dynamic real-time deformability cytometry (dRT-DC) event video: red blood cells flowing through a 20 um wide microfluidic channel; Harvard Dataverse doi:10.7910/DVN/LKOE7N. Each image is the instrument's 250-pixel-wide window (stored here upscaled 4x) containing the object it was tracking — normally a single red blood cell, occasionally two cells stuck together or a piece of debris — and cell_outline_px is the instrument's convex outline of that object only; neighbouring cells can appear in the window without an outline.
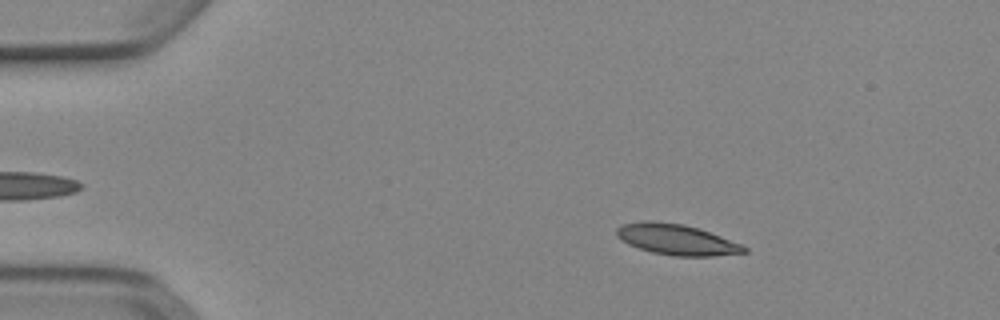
{"species": "Egyptian fruit bat (a non-hibernating species)", "species_latin": "Rousettus aegyptiacus", "temperature_condition": "cold", "stored_images_in_passage": 52, "camera_frame_rate_fps": 3000, "um_per_image_px": 0.085, "animal": {"sex": "female"}, "frame": {"image": 1, "passage_image": 8, "time_ms": 2.333, "image_size_px": [1000, 320], "cell_outline_px": [[748, 252], [712, 256], [672, 256], [652, 252], [628, 244], [616, 236], [616, 228], [624, 224], [644, 220], [652, 220], [684, 224], [700, 228], [740, 244], [748, 248]], "centroid_in_image_um": [57.49, 20.35], "position_along_channel_um": 27.5, "area_um2": 22.83}}
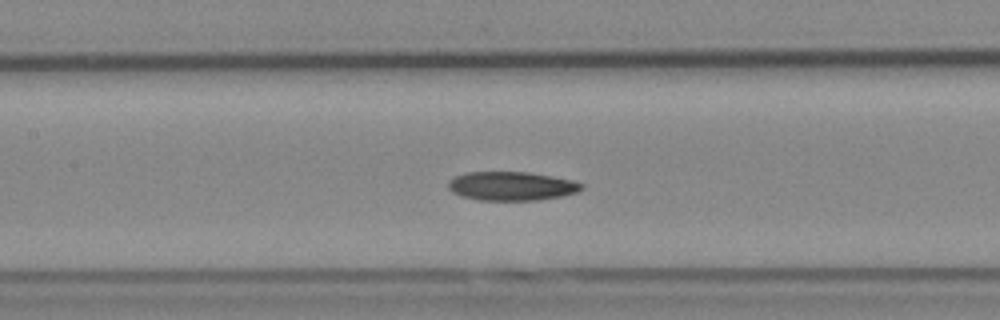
{"frame": {"image": 2, "passage_image": 24, "time_ms": 7.667, "image_size_px": [1000, 320], "cell_outline_px": [[584, 188], [576, 192], [560, 196], [536, 200], [480, 200], [460, 196], [452, 192], [448, 188], [448, 180], [456, 176], [468, 172], [528, 172], [572, 180], [584, 184]], "centroid_in_image_um": [43.45, 15.81], "position_along_channel_um": 163.9, "area_um2": 22.31}}
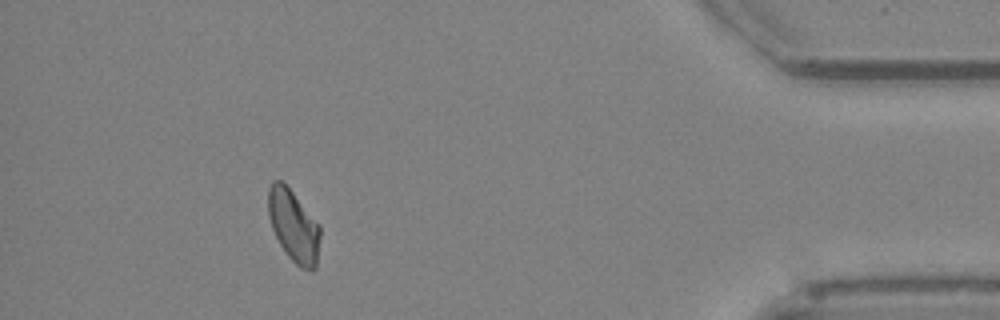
{"frame": {"image": 3, "passage_image": 47, "time_ms": 15.333, "image_size_px": [1000, 320], "cell_outline_px": [[320, 236], [316, 268], [300, 268], [288, 256], [280, 244], [272, 228], [268, 216], [268, 188], [272, 180], [280, 180], [292, 192], [320, 224]], "centroid_in_image_um": [24.95, 19.18], "position_along_channel_um": 410.3, "area_um2": 21.56}, "authors_computed_cell_mechanics": {"area_um2": 22.2241, "velocity_mm_per_s": 3.8739, "shape_relaxation_time_tau1_ms": 10.9293, "shape_relaxation_time_tau2_ms": null, "deformation_change_tau1": 0.1776, "deformation_change_tau2": null}}